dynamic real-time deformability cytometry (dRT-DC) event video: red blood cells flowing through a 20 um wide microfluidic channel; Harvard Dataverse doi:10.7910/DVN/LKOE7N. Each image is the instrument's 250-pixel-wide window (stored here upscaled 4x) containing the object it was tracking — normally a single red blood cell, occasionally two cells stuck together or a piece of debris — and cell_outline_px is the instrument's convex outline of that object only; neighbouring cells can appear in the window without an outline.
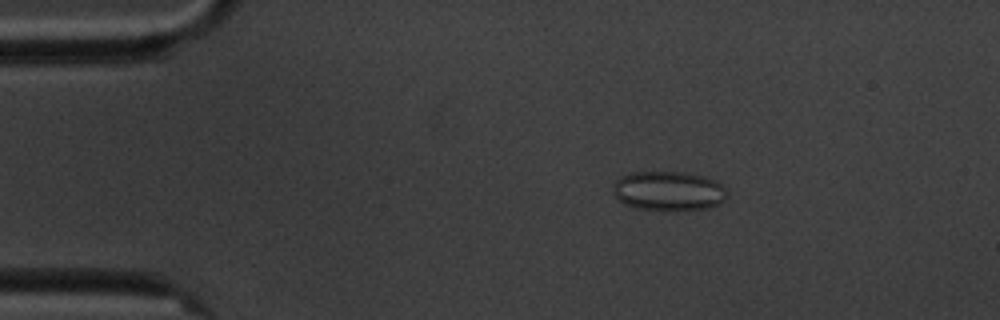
{"species": "common noctule bat (a hibernating species)", "species_latin": "Nyctalus noctula", "temperature_condition": "cold", "stored_images_in_passage": 5, "camera_frame_rate_fps": 3000, "um_per_image_px": 0.085, "animal": {"sex": "male", "body_mass_g": 20.1, "forearm_length_mm": 53.5}, "frame": {"image": 1, "passage_image": 3, "time_ms": 2.333, "image_size_px": [1000, 320], "cell_outline_px": [[728, 196], [720, 204], [708, 208], [636, 208], [624, 204], [612, 192], [612, 188], [616, 180], [620, 176], [632, 172], [684, 172], [704, 176], [728, 188]], "centroid_in_image_um": [56.83, 16.19], "position_along_channel_um": 28.2, "area_um2": 25.78}}
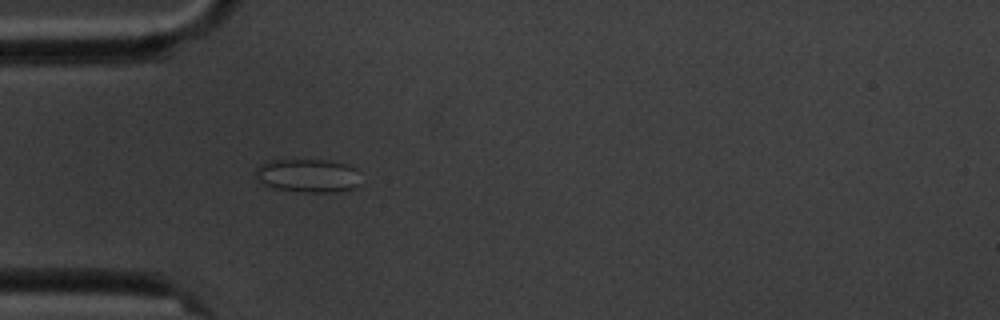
{"frame": {"image": 2, "passage_image": 5, "time_ms": 4.667, "image_size_px": [1000, 320], "cell_outline_px": [[360, 184], [352, 188], [336, 192], [300, 192], [276, 188], [264, 184], [256, 176], [256, 168], [260, 164], [268, 160], [328, 160], [348, 164], [356, 168]], "centroid_in_image_um": [26.19, 14.92], "position_along_channel_um": 58.8, "area_um2": 20.52}}